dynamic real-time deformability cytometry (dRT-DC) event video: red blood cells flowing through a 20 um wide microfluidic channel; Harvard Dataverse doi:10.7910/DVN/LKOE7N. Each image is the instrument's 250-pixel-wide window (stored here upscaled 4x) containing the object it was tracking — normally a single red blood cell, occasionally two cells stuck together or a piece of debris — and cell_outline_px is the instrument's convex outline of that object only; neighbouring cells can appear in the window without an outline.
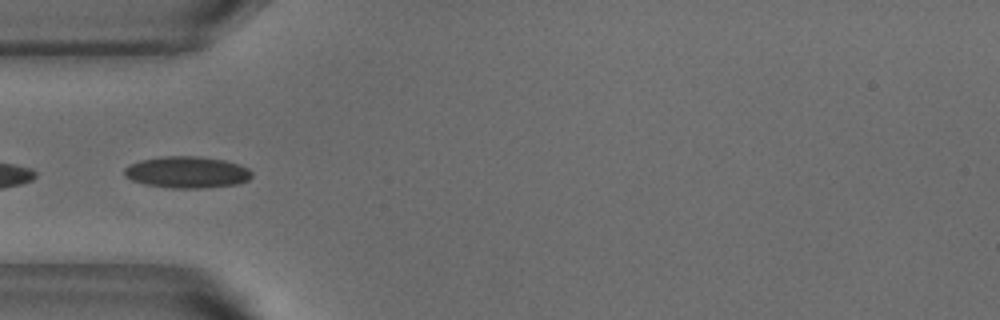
{"species": "common noctule bat (a hibernating species)", "species_latin": "Nyctalus noctula", "temperature_condition": "warm", "stored_images_in_passage": 18, "camera_frame_rate_fps": 3000, "um_per_image_px": 0.085, "animal": {"sex": "male", "body_mass_g": 18.8}, "frame": {"image": 1, "passage_image": 16, "time_ms": 5.0, "image_size_px": [1000, 320], "cell_outline_px": [[252, 176], [248, 180], [236, 184], [208, 188], [168, 188], [144, 184], [132, 180], [124, 176], [124, 168], [128, 164], [140, 160], [160, 156], [196, 156], [224, 160], [248, 168], [252, 172]], "centroid_in_image_um": [15.85, 14.64], "position_along_channel_um": 69.1, "area_um2": 23.64}}